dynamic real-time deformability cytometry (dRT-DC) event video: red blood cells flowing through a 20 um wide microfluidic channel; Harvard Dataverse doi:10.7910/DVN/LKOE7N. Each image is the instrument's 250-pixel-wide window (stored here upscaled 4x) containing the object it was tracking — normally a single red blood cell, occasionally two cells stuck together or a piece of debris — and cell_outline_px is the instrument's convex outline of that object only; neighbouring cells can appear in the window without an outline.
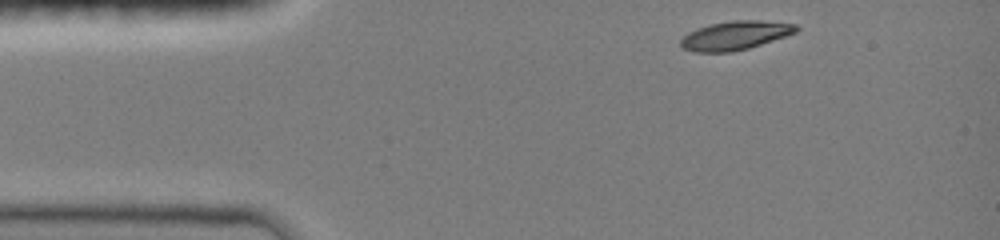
{"species": "common noctule bat (a hibernating species)", "species_latin": "Nyctalus noctula", "temperature_condition": "room temperature", "stored_images_in_passage": 37, "camera_frame_rate_fps": 3000, "um_per_image_px": 0.085, "animal": {"sex": "female", "body_mass_g": 19.0, "forearm_length_mm": 51.5}, "frame": {"image": 1, "passage_image": 1, "time_ms": 0.0, "image_size_px": [1000, 240], "cell_outline_px": [[800, 28], [796, 32], [748, 48], [732, 52], [692, 52], [680, 48], [680, 40], [688, 32], [696, 28], [708, 24], [732, 20], [760, 20], [796, 24]], "centroid_in_image_um": [62.43, 3.01], "position_along_channel_um": 22.6, "area_um2": 19.48}}
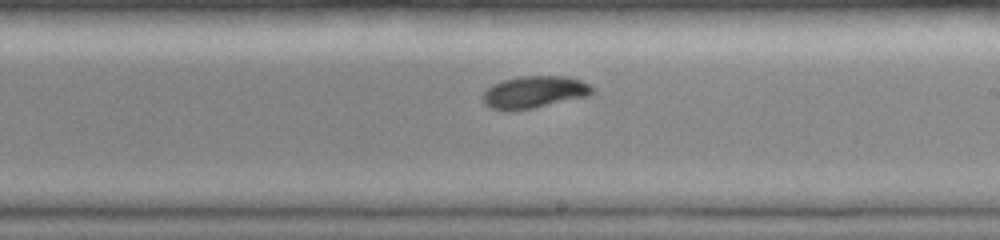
{"frame": {"image": 2, "passage_image": 22, "time_ms": 7.0, "image_size_px": [1000, 240], "cell_outline_px": [[596, 88], [588, 96], [532, 108], [492, 108], [484, 104], [480, 100], [480, 96], [492, 84], [500, 80], [520, 76], [568, 76], [580, 80]], "centroid_in_image_um": [45.41, 7.79], "position_along_channel_um": 243.6, "area_um2": 20.23}}
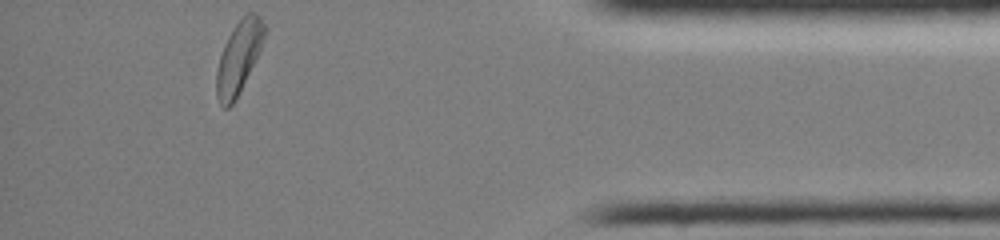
{"frame": {"image": 3, "passage_image": 37, "time_ms": 12.0, "image_size_px": [1000, 240], "cell_outline_px": [[268, 28], [260, 48], [232, 104], [228, 108], [224, 108], [220, 104], [216, 96], [216, 72], [220, 56], [224, 44], [232, 28], [248, 12], [256, 12], [260, 16]], "centroid_in_image_um": [20.28, 4.81], "position_along_channel_um": 414.9, "area_um2": 19.65}, "authors_computed_cell_mechanics": {"area_um2": 19.941, "velocity_mm_per_s": 4.0482, "shape_relaxation_time_tau1_ms": 3.0099, "shape_relaxation_time_tau2_ms": null, "deformation_change_tau1": 0.1555, "deformation_change_tau2": null}}